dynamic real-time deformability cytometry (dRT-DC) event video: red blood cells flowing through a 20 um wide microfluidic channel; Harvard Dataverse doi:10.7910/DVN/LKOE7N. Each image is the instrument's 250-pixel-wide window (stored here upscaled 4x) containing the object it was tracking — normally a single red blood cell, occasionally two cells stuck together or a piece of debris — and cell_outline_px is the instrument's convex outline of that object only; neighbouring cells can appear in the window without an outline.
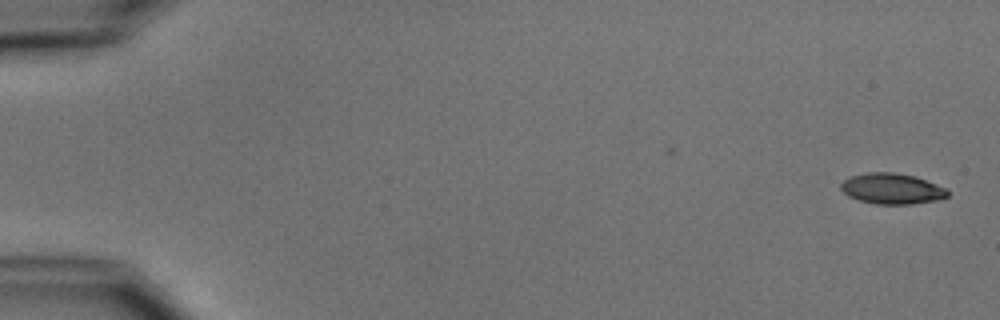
{"species": "common noctule bat (a hibernating species)", "species_latin": "Nyctalus noctula", "temperature_condition": "cold", "stored_images_in_passage": 15, "camera_frame_rate_fps": 3000, "um_per_image_px": 0.085, "animal": {"sex": "male", "body_mass_g": 15.6}, "frame": {"image": 1, "passage_image": 1, "time_ms": 0.0, "image_size_px": [1000, 320], "cell_outline_px": [[948, 196], [940, 200], [912, 204], [872, 204], [848, 196], [840, 188], [840, 184], [848, 176], [868, 172], [892, 172], [916, 176], [948, 188]], "centroid_in_image_um": [75.83, 16.03], "position_along_channel_um": 9.2, "area_um2": 19.42}}